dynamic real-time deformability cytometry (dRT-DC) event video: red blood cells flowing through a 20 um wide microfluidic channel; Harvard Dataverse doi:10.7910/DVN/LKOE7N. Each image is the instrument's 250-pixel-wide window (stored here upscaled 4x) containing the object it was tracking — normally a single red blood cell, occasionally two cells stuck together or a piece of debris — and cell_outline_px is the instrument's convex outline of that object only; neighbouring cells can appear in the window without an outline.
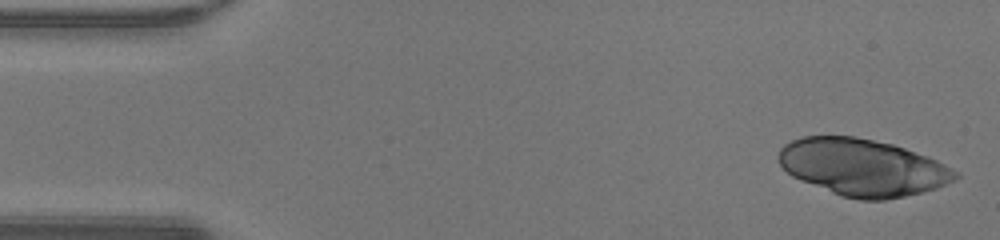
{"species": "human", "species_latin": "Homo sapiens", "temperature_condition": "warm", "stored_images_in_passage": 46, "camera_frame_rate_fps": 3000, "um_per_image_px": 0.085, "donor": {"sex": "male"}, "frame": {"image": 1, "passage_image": 1, "time_ms": 0.0, "image_size_px": [1000, 240], "cell_outline_px": [[960, 176], [956, 180], [936, 188], [904, 196], [884, 200], [860, 200], [840, 196], [800, 180], [792, 176], [780, 164], [776, 156], [780, 148], [784, 144], [792, 140], [804, 136], [856, 136], [892, 144], [928, 156], [960, 172]], "centroid_in_image_um": [73.32, 14.22], "position_along_channel_um": 11.7, "area_um2": 58.78}}
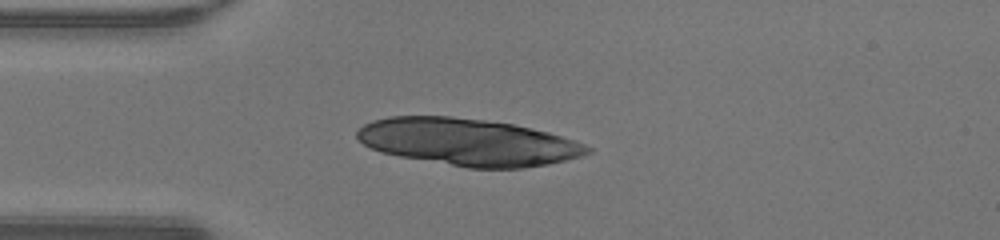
{"frame": {"image": 2, "passage_image": 11, "time_ms": 3.333, "image_size_px": [1000, 240], "cell_outline_px": [[592, 152], [584, 156], [548, 164], [524, 168], [468, 168], [400, 156], [380, 152], [364, 144], [356, 136], [356, 132], [364, 124], [372, 120], [388, 116], [452, 116], [484, 120], [512, 124], [548, 132], [576, 140], [592, 148]], "centroid_in_image_um": [39.81, 12.07], "position_along_channel_um": 45.2, "area_um2": 63.18}}